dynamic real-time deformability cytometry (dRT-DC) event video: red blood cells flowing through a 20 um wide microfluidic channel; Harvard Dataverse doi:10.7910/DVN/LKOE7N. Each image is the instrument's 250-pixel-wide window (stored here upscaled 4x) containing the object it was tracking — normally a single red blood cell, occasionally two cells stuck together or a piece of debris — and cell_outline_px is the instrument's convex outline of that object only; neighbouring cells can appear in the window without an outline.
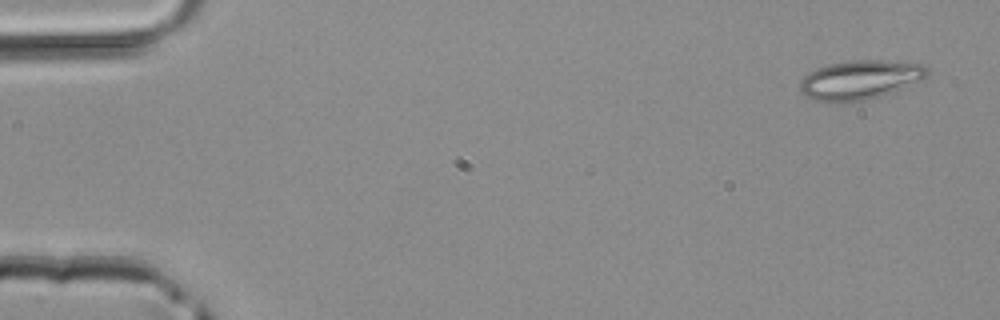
{"species": "common noctule bat (a hibernating species)", "species_latin": "Nyctalus noctula", "temperature_condition": "room temperature", "stored_images_in_passage": 5, "camera_frame_rate_fps": 3000, "um_per_image_px": 0.085, "animal": {"sex": "male", "body_mass_g": 20.4}, "frame": {"image": 1, "passage_image": 1, "time_ms": 0.0, "image_size_px": [1000, 320], "cell_outline_px": [[928, 76], [920, 80], [900, 88], [864, 100], [812, 100], [804, 96], [800, 92], [800, 80], [808, 72], [816, 68], [832, 64], [852, 60], [880, 60], [920, 64], [928, 72]], "centroid_in_image_um": [73.03, 6.76], "position_along_channel_um": 12.0, "area_um2": 28.03}}
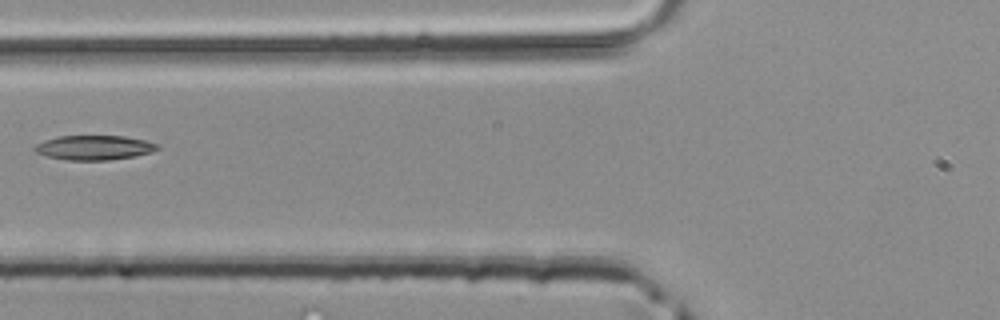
{"frame": {"image": 2, "passage_image": 5, "time_ms": 1.333, "image_size_px": [1000, 320], "cell_outline_px": [[160, 148], [152, 152], [132, 156], [108, 160], [68, 160], [48, 156], [36, 152], [32, 148], [36, 144], [44, 140], [60, 136], [124, 136], [144, 140], [156, 144]], "centroid_in_image_um": [7.98, 12.54], "position_along_channel_um": 117.8, "area_um2": 17.34}}